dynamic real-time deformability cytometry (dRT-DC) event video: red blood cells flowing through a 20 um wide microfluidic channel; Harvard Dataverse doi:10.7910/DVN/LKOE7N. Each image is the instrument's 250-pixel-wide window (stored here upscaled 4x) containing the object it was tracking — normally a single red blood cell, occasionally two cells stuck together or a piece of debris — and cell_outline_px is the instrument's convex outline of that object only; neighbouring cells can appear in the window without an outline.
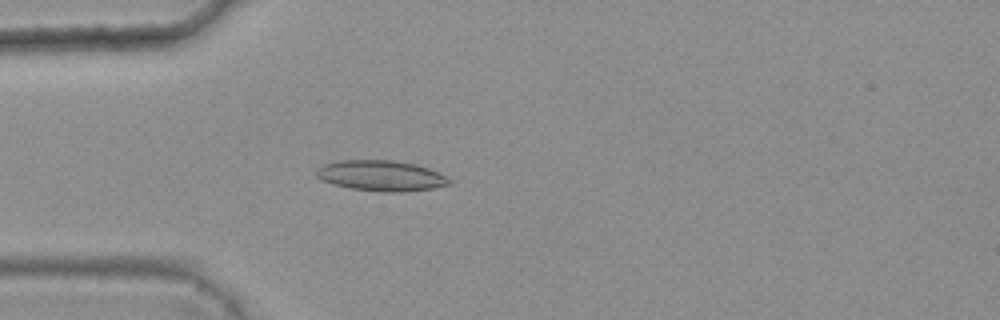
{"species": "common noctule bat (a hibernating species)", "species_latin": "Nyctalus noctula", "temperature_condition": "warm", "stored_images_in_passage": 4, "camera_frame_rate_fps": 3000, "um_per_image_px": 0.085, "animal": {"sex": "female", "body_mass_g": 25.1}, "frame": {"image": 1, "passage_image": 4, "time_ms": 1.0, "image_size_px": [1000, 320], "cell_outline_px": [[452, 184], [432, 188], [404, 192], [380, 192], [352, 188], [336, 184], [324, 180], [316, 176], [316, 168], [324, 164], [336, 160], [392, 160], [416, 164], [428, 168], [452, 180]], "centroid_in_image_um": [32.4, 14.93], "position_along_channel_um": 52.6, "area_um2": 23.58}}